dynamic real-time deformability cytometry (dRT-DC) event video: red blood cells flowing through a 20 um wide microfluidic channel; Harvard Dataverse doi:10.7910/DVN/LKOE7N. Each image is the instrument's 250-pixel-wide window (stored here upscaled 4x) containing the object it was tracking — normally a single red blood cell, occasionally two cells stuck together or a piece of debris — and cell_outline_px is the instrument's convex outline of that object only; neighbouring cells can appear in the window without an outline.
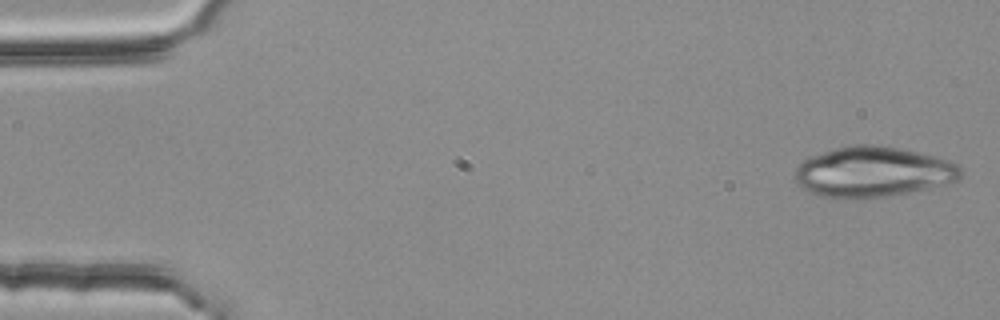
{"species": "common noctule bat (a hibernating species)", "species_latin": "Nyctalus noctula", "temperature_condition": "room temperature", "stored_images_in_passage": 4, "camera_frame_rate_fps": 3000, "um_per_image_px": 0.085, "animal": {"sex": "female", "body_mass_g": 25.1}, "frame": {"image": 1, "passage_image": 1, "time_ms": 0.0, "image_size_px": [1000, 320], "cell_outline_px": [[960, 180], [908, 192], [864, 200], [840, 200], [820, 196], [808, 192], [796, 184], [796, 168], [804, 160], [812, 156], [836, 148], [852, 144], [876, 144], [916, 152], [948, 160], [960, 164]], "centroid_in_image_um": [74.15, 14.64], "position_along_channel_um": 10.8, "area_um2": 48.9}}